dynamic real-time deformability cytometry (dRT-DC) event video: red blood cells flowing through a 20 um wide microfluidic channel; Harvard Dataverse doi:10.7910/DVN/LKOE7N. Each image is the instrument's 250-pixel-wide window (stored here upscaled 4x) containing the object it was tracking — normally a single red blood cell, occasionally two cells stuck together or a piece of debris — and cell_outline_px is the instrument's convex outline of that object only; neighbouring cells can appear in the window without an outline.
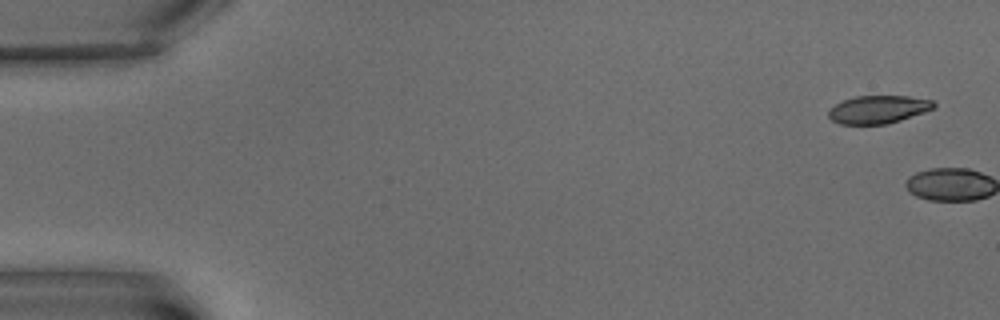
{"species": "common noctule bat (a hibernating species)", "species_latin": "Nyctalus noctula", "temperature_condition": "warm", "stored_images_in_passage": 2, "camera_frame_rate_fps": 3000, "um_per_image_px": 0.085, "animal": {"sex": "male", "body_mass_g": 15.6}, "frame": {"image": 1, "passage_image": 1, "time_ms": 0.0, "image_size_px": [1000, 320], "cell_outline_px": [[936, 108], [888, 124], [840, 124], [832, 120], [828, 116], [828, 108], [844, 100], [856, 96], [908, 96], [932, 100], [936, 104]], "centroid_in_image_um": [74.65, 9.3], "position_along_channel_um": 10.4, "area_um2": 17.17}}